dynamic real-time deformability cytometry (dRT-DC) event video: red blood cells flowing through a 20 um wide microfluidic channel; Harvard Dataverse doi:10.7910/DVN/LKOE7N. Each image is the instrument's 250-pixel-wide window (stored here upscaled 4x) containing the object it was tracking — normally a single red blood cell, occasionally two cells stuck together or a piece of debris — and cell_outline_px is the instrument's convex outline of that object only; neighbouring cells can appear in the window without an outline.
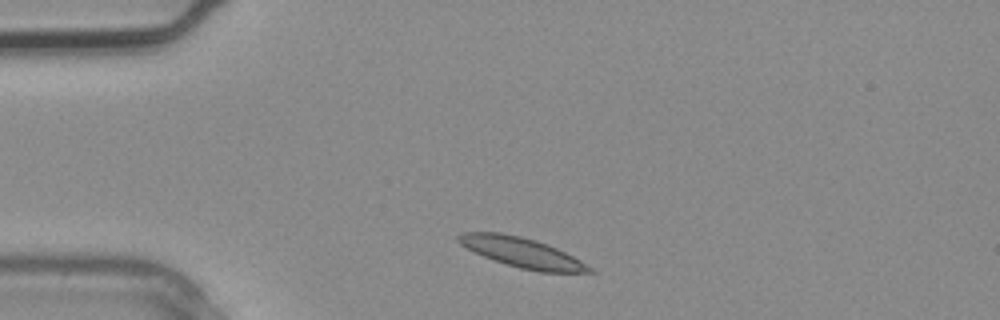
{"species": "common noctule bat (a hibernating species)", "species_latin": "Nyctalus noctula", "temperature_condition": "warm", "stored_images_in_passage": 1, "camera_frame_rate_fps": 3000, "um_per_image_px": 0.085, "animal": {"sex": "male", "body_mass_g": 20.4}, "frame": {"image": 1, "passage_image": 1, "time_ms": 0.0, "image_size_px": [1000, 320], "cell_outline_px": [[596, 272], [540, 272], [520, 268], [484, 256], [460, 244], [456, 240], [456, 236], [464, 232], [500, 232], [520, 236], [536, 240], [548, 244], [580, 260], [592, 268]], "centroid_in_image_um": [44.36, 21.45], "position_along_channel_um": 40.6, "area_um2": 22.43}}